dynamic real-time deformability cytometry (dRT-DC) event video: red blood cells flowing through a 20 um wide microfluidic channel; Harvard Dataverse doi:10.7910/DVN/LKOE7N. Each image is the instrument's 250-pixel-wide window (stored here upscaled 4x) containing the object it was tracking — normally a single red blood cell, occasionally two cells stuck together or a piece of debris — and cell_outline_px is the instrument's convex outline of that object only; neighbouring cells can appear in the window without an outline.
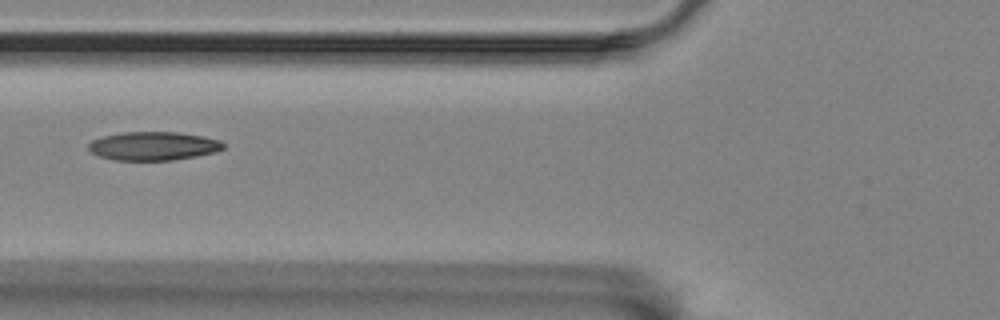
{"species": "Egyptian fruit bat (a non-hibernating species)", "species_latin": "Rousettus aegyptiacus", "temperature_condition": "room temperature", "stored_images_in_passage": 7, "camera_frame_rate_fps": 3000, "um_per_image_px": 0.085, "animal": {"sex": "female"}, "frame": {"image": 1, "passage_image": 4, "time_ms": 3.333, "image_size_px": [1000, 320], "cell_outline_px": [[224, 148], [212, 152], [172, 160], [112, 160], [100, 156], [92, 152], [88, 148], [88, 144], [92, 140], [104, 136], [124, 132], [176, 132], [204, 136], [220, 140], [224, 144]], "centroid_in_image_um": [13.01, 12.4], "position_along_channel_um": 112.8, "area_um2": 22.2}}
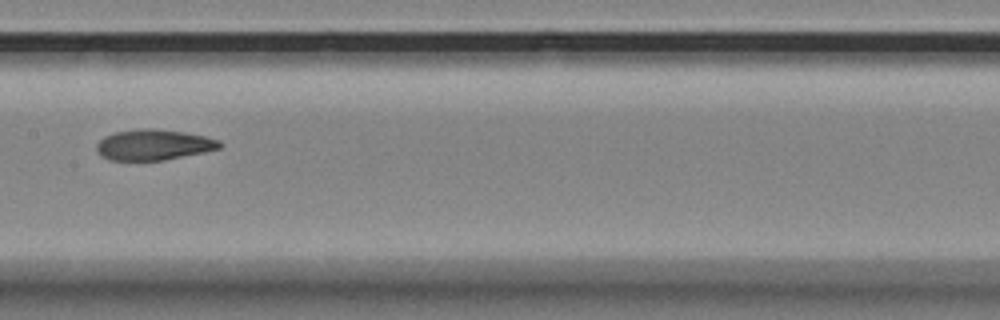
{"frame": {"image": 2, "passage_image": 6, "time_ms": 5.667, "image_size_px": [1000, 320], "cell_outline_px": [[220, 148], [204, 152], [164, 160], [108, 160], [100, 156], [96, 148], [96, 144], [104, 136], [116, 132], [140, 128], [148, 128], [184, 132], [204, 136], [220, 140]], "centroid_in_image_um": [13.02, 12.31], "position_along_channel_um": 194.4, "area_um2": 21.91}}
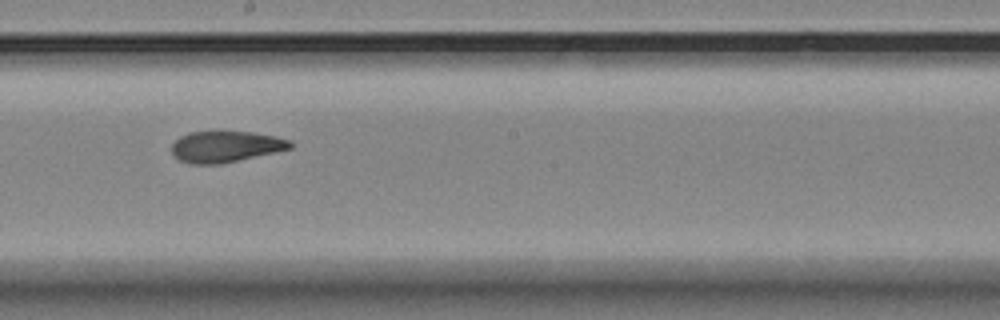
{"frame": {"image": 3, "passage_image": 7, "time_ms": 6.667, "image_size_px": [1000, 320], "cell_outline_px": [[292, 148], [220, 164], [192, 164], [180, 160], [172, 156], [172, 144], [180, 136], [188, 132], [220, 128], [252, 132], [276, 136], [288, 140], [292, 144]], "centroid_in_image_um": [19.12, 12.41], "position_along_channel_um": 229.1, "area_um2": 22.25}}